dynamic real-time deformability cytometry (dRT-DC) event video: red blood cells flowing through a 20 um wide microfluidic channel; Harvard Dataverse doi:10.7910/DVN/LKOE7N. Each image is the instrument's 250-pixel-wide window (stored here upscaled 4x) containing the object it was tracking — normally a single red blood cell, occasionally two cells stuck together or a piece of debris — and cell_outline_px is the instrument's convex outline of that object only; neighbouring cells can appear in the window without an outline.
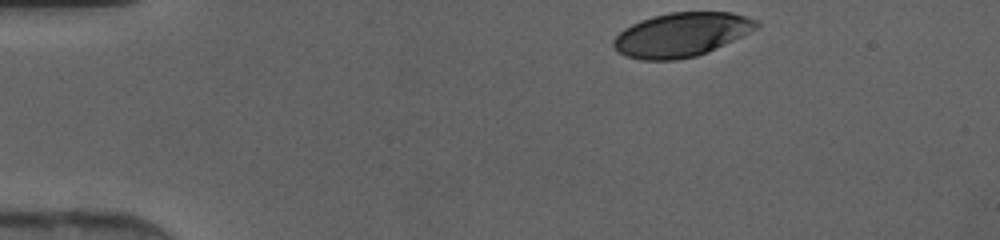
{"species": "human", "species_latin": "Homo sapiens", "temperature_condition": "cold", "stored_images_in_passage": 32, "camera_frame_rate_fps": 3000, "um_per_image_px": 0.085, "donor": {"sex": "female"}, "frame": {"image": 1, "passage_image": 1, "time_ms": 0.0, "image_size_px": [1000, 240], "cell_outline_px": [[760, 24], [756, 28], [708, 52], [696, 56], [676, 60], [640, 60], [624, 56], [612, 44], [612, 40], [624, 28], [640, 20], [652, 16], [668, 12], [732, 12], [748, 16], [756, 20]], "centroid_in_image_um": [57.89, 2.94], "position_along_channel_um": 27.1, "area_um2": 36.59}}
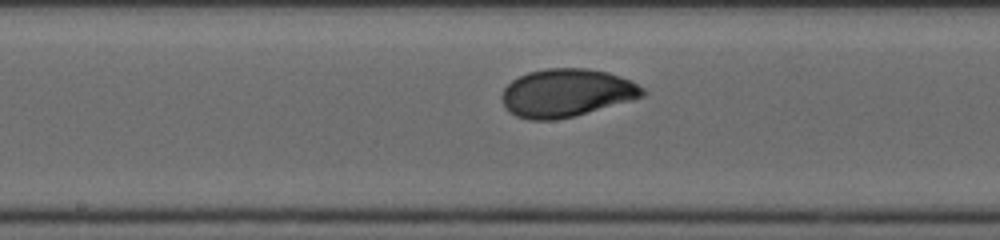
{"frame": {"image": 2, "passage_image": 18, "time_ms": 5.667, "image_size_px": [1000, 240], "cell_outline_px": [[648, 92], [644, 96], [632, 100], [576, 116], [556, 120], [528, 120], [516, 116], [508, 112], [504, 108], [500, 96], [504, 88], [512, 80], [528, 72], [548, 68], [588, 68], [608, 72], [632, 80], [644, 88]], "centroid_in_image_um": [48.15, 7.9], "position_along_channel_um": 200.0, "area_um2": 39.94}}
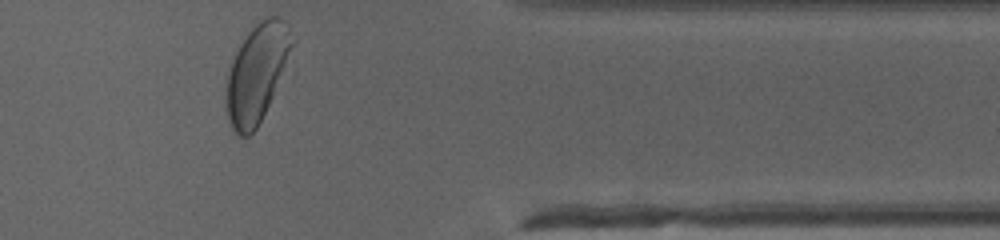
{"frame": {"image": 3, "passage_image": 32, "time_ms": 10.333, "image_size_px": [1000, 240], "cell_outline_px": [[296, 40], [272, 96], [256, 128], [248, 136], [240, 136], [232, 128], [228, 120], [224, 108], [224, 88], [228, 64], [240, 44], [252, 28], [260, 20], [268, 16], [280, 16], [288, 24]], "centroid_in_image_um": [21.78, 6.18], "position_along_channel_um": 389.6, "area_um2": 37.92}}